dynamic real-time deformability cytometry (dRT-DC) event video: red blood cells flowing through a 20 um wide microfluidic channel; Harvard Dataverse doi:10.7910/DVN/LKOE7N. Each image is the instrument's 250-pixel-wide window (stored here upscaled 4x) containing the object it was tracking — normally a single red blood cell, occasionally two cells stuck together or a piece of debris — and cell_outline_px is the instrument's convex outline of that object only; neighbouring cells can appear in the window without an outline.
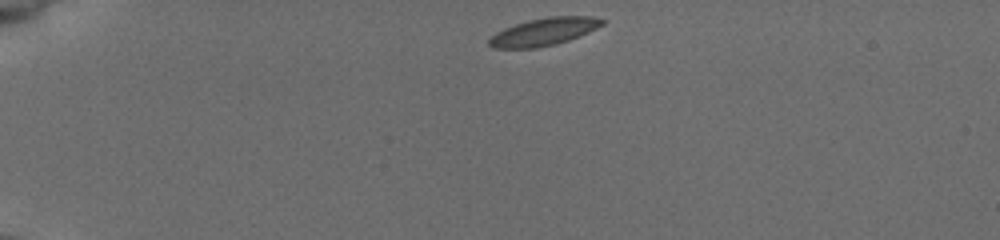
{"species": "common noctule bat (a hibernating species)", "species_latin": "Nyctalus noctula", "temperature_condition": "cold", "stored_images_in_passage": 38, "camera_frame_rate_fps": 3000, "um_per_image_px": 0.085, "animal": {"sex": "female", "body_mass_g": 19.5, "forearm_length_mm": 54.1}, "frame": {"image": 1, "passage_image": 1, "time_ms": 0.0, "image_size_px": [1000, 240], "cell_outline_px": [[608, 20], [604, 24], [588, 32], [568, 40], [556, 44], [536, 48], [492, 48], [488, 44], [488, 40], [496, 32], [504, 28], [528, 20], [548, 16], [592, 16]], "centroid_in_image_um": [46.24, 2.69], "position_along_channel_um": 38.8, "area_um2": 18.21}}
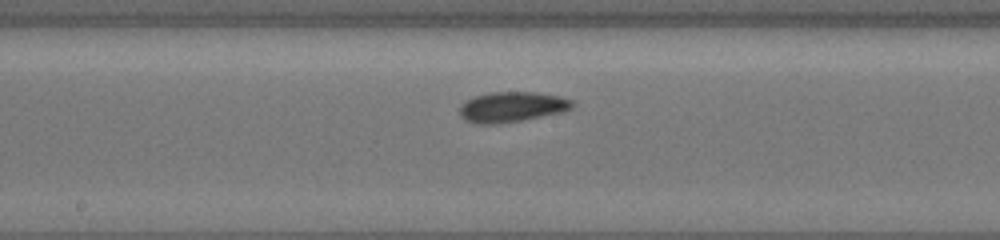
{"frame": {"image": 2, "passage_image": 17, "time_ms": 5.333, "image_size_px": [1000, 240], "cell_outline_px": [[576, 104], [572, 108], [564, 112], [500, 124], [476, 124], [464, 120], [460, 116], [460, 104], [464, 100], [488, 92], [532, 92], [560, 96], [572, 100]], "centroid_in_image_um": [43.5, 9.09], "position_along_channel_um": 204.7, "area_um2": 20.17}}
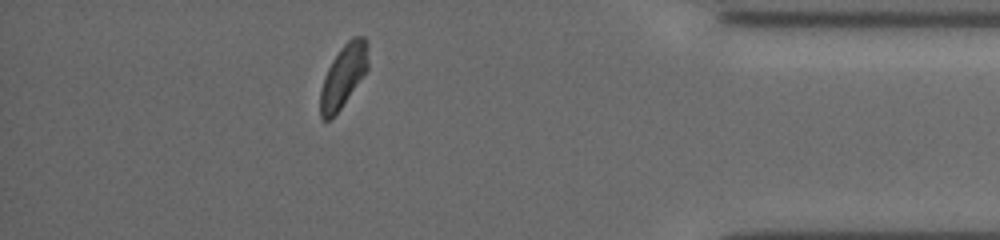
{"frame": {"image": 3, "passage_image": 33, "time_ms": 10.667, "image_size_px": [1000, 240], "cell_outline_px": [[368, 68], [340, 108], [328, 120], [324, 120], [320, 116], [320, 92], [324, 76], [332, 60], [340, 48], [352, 36], [364, 36], [368, 40]], "centroid_in_image_um": [29.19, 6.39], "position_along_channel_um": 406.0, "area_um2": 17.22}, "authors_computed_cell_mechanics": {"area_um2": 18.6116, "velocity_mm_per_s": 3.8585, "shape_relaxation_time_tau1_ms": 2.7636, "shape_relaxation_time_tau2_ms": 4.0593, "deformation_change_tau1": 0.079, "deformation_change_tau2": 0.0758}}